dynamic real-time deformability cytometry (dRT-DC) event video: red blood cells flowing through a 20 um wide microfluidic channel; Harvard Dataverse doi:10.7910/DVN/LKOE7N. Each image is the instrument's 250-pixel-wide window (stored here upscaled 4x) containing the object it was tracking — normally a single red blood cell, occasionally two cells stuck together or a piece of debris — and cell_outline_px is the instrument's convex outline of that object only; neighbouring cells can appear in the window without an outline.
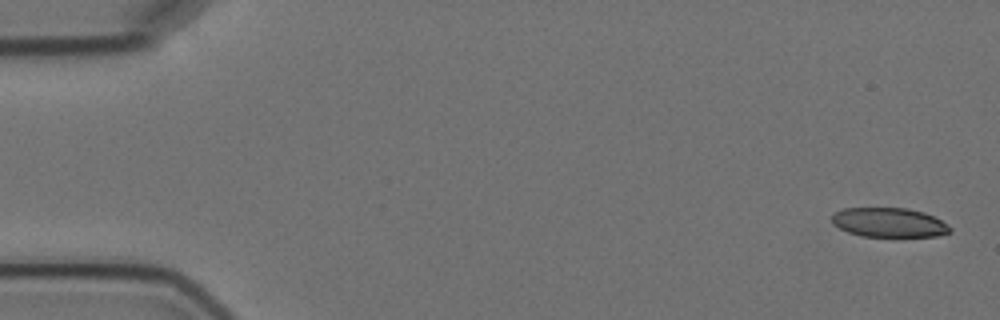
{"species": "Egyptian fruit bat (a non-hibernating species)", "species_latin": "Rousettus aegyptiacus", "temperature_condition": "cold", "stored_images_in_passage": 2, "camera_frame_rate_fps": 3000, "um_per_image_px": 0.085, "animal": {"sex": "female"}, "frame": {"image": 1, "passage_image": 1, "time_ms": 0.0, "image_size_px": [1000, 320], "cell_outline_px": [[952, 232], [936, 236], [860, 236], [848, 232], [832, 224], [832, 212], [840, 208], [908, 208], [924, 212], [948, 224], [952, 228]], "centroid_in_image_um": [75.54, 18.9], "position_along_channel_um": 9.5, "area_um2": 20.35}}